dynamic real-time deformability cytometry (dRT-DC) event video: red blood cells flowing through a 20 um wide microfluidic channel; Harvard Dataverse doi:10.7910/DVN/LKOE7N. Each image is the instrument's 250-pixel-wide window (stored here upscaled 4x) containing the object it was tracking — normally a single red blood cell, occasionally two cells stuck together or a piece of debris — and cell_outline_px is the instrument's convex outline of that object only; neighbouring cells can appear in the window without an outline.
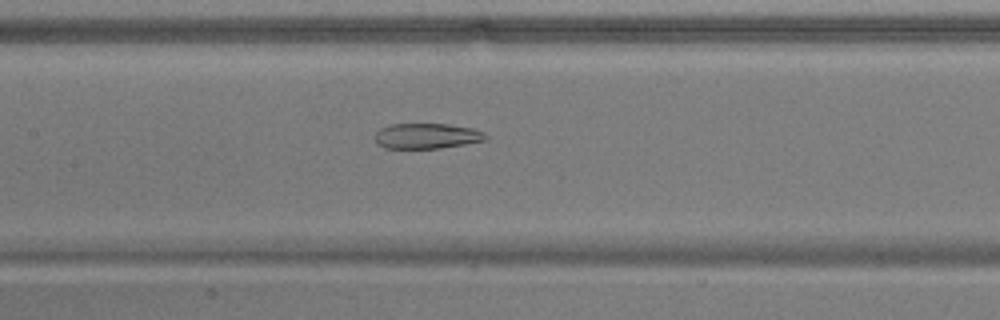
{"species": "common noctule bat (a hibernating species)", "species_latin": "Nyctalus noctula", "temperature_condition": "warm", "stored_images_in_passage": 23, "camera_frame_rate_fps": 3000, "um_per_image_px": 0.085, "animal": {"sex": "male", "body_mass_g": 17.9}, "frame": {"image": 1, "passage_image": 15, "time_ms": 4.667, "image_size_px": [1000, 320], "cell_outline_px": [[488, 136], [484, 140], [464, 144], [440, 148], [384, 148], [376, 144], [376, 132], [380, 128], [388, 124], [448, 124], [472, 128], [484, 132]], "centroid_in_image_um": [36.25, 11.55], "position_along_channel_um": 171.2, "area_um2": 16.36}}
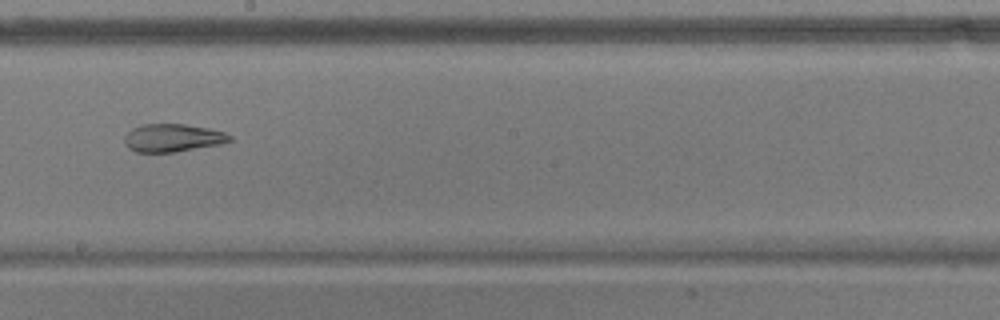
{"frame": {"image": 2, "passage_image": 20, "time_ms": 6.333, "image_size_px": [1000, 320], "cell_outline_px": [[232, 140], [220, 144], [176, 152], [136, 152], [128, 148], [124, 144], [124, 136], [132, 128], [140, 124], [184, 124], [208, 128], [224, 132], [232, 136]], "centroid_in_image_um": [14.65, 11.72], "position_along_channel_um": 233.6, "area_um2": 17.22}}